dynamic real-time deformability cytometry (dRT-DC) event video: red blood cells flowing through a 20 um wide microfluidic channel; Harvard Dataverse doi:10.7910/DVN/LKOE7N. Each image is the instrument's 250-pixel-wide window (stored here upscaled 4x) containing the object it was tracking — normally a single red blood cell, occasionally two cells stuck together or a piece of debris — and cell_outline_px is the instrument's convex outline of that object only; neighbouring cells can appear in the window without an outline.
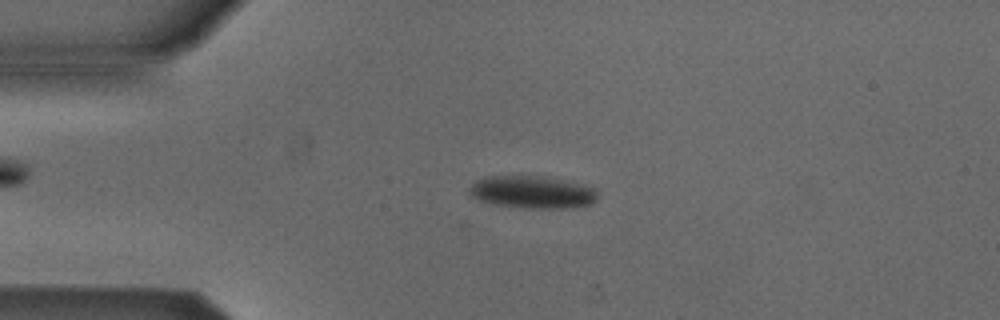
{"species": "Egyptian fruit bat (a non-hibernating species)", "species_latin": "Rousettus aegyptiacus", "temperature_condition": "cold", "stored_images_in_passage": 4, "camera_frame_rate_fps": 3000, "um_per_image_px": 0.085, "animal": {"sex": "male"}, "frame": {"image": 1, "passage_image": 3, "time_ms": 0.667, "image_size_px": [1000, 320], "cell_outline_px": [[596, 200], [592, 204], [564, 208], [520, 208], [492, 204], [476, 200], [468, 196], [468, 188], [476, 180], [492, 176], [536, 176], [580, 184], [596, 188]], "centroid_in_image_um": [45.16, 16.35], "position_along_channel_um": 39.8, "area_um2": 24.22}}